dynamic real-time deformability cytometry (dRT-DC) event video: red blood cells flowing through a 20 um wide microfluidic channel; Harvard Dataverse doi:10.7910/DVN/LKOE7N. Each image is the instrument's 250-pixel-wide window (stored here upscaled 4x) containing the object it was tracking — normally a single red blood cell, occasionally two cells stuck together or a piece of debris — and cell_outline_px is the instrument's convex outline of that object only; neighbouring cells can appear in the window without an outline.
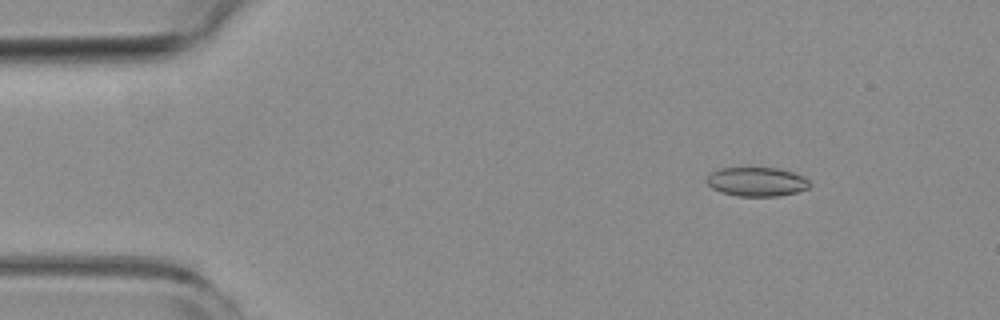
{"species": "common noctule bat (a hibernating species)", "species_latin": "Nyctalus noctula", "temperature_condition": "room temperature", "stored_images_in_passage": 12, "camera_frame_rate_fps": 3000, "um_per_image_px": 0.085, "animal": {"sex": "female", "body_mass_g": 19.3, "forearm_length_mm": 54.1}, "frame": {"image": 1, "passage_image": 6, "time_ms": 1.667, "image_size_px": [1000, 320], "cell_outline_px": [[812, 184], [808, 188], [796, 192], [780, 196], [736, 196], [720, 192], [712, 188], [704, 180], [712, 172], [720, 168], [780, 168], [804, 176]], "centroid_in_image_um": [64.33, 15.45], "position_along_channel_um": 20.7, "area_um2": 17.57}}